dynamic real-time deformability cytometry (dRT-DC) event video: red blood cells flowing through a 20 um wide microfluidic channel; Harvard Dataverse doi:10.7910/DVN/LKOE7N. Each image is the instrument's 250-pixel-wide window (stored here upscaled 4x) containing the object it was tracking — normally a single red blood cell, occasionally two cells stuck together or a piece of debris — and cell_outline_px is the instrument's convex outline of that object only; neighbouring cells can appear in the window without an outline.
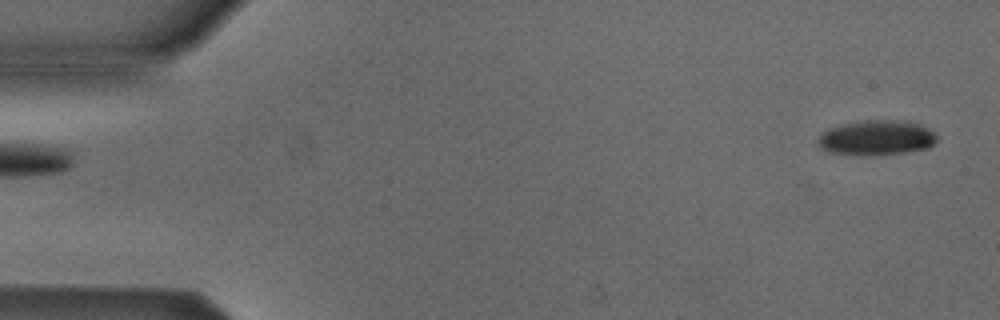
{"species": "Egyptian fruit bat (a non-hibernating species)", "species_latin": "Rousettus aegyptiacus", "temperature_condition": "cold", "stored_images_in_passage": 5, "segment_of_instrument_passage": [2, 2], "camera_frame_rate_fps": 3000, "um_per_image_px": 0.085, "animal": {"sex": "male"}, "frame": {"image": 1, "passage_image": 5, "time_ms": 4.667, "image_size_px": [1000, 320], "cell_outline_px": [[936, 140], [928, 148], [904, 152], [864, 156], [828, 152], [820, 148], [816, 140], [828, 128], [840, 124], [864, 120], [908, 120], [920, 124], [936, 132]], "centroid_in_image_um": [74.49, 11.7], "position_along_channel_um": 10.5, "area_um2": 24.51}}